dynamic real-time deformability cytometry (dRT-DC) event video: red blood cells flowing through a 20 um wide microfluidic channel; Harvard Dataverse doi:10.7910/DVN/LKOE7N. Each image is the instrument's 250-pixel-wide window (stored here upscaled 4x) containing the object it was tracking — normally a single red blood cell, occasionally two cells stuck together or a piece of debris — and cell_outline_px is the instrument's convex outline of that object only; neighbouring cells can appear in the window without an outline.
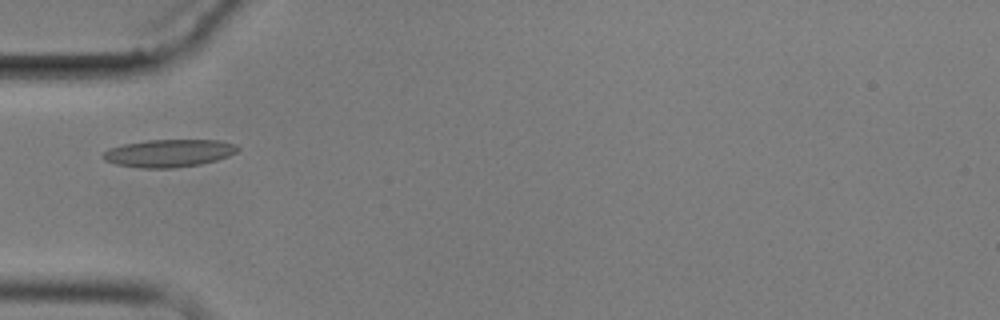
{"species": "common noctule bat (a hibernating species)", "species_latin": "Nyctalus noctula", "temperature_condition": "cold", "stored_images_in_passage": 4, "camera_frame_rate_fps": 3000, "um_per_image_px": 0.085, "animal": {"sex": "male", "body_mass_g": 17.9}, "frame": {"image": 1, "passage_image": 3, "time_ms": 3.333, "image_size_px": [1000, 320], "cell_outline_px": [[240, 148], [236, 152], [228, 156], [216, 160], [200, 164], [172, 168], [140, 168], [116, 164], [104, 160], [100, 156], [108, 148], [124, 144], [148, 140], [220, 140], [236, 144]], "centroid_in_image_um": [14.34, 13.02], "position_along_channel_um": 70.7, "area_um2": 21.73}}
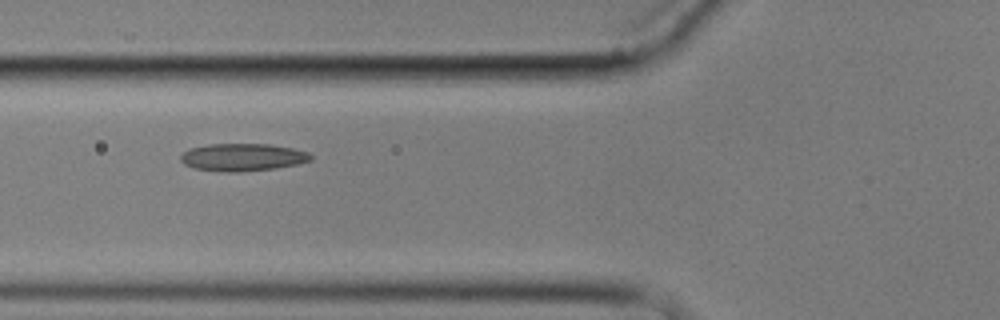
{"frame": {"image": 2, "passage_image": 4, "time_ms": 4.333, "image_size_px": [1000, 320], "cell_outline_px": [[312, 160], [296, 164], [276, 168], [240, 172], [224, 172], [196, 168], [184, 164], [180, 160], [180, 156], [188, 148], [208, 144], [268, 144], [292, 148], [308, 152], [312, 156]], "centroid_in_image_um": [20.61, 13.36], "position_along_channel_um": 105.2, "area_um2": 20.87}}